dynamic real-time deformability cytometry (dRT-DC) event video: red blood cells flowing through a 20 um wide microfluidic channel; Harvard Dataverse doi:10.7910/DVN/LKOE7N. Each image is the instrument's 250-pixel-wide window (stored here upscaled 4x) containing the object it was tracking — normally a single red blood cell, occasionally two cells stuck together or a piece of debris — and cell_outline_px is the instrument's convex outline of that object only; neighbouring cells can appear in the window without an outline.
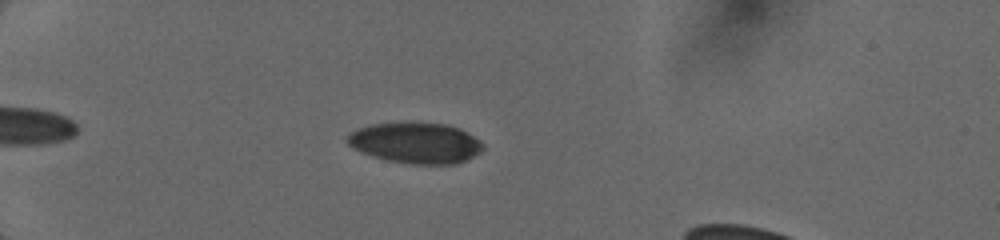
{"species": "human", "species_latin": "Homo sapiens", "temperature_condition": "cold", "stored_images_in_passage": 8, "camera_frame_rate_fps": 3000, "um_per_image_px": 0.085, "donor": {"sex": "female"}, "frame": {"image": 1, "passage_image": 6, "time_ms": 4.0, "image_size_px": [1000, 240], "cell_outline_px": [[484, 148], [480, 152], [468, 160], [456, 164], [412, 164], [384, 160], [360, 152], [352, 148], [348, 144], [348, 136], [356, 128], [372, 124], [448, 124], [460, 128], [480, 140], [484, 144]], "centroid_in_image_um": [35.36, 12.18], "position_along_channel_um": 49.6, "area_um2": 32.08}}